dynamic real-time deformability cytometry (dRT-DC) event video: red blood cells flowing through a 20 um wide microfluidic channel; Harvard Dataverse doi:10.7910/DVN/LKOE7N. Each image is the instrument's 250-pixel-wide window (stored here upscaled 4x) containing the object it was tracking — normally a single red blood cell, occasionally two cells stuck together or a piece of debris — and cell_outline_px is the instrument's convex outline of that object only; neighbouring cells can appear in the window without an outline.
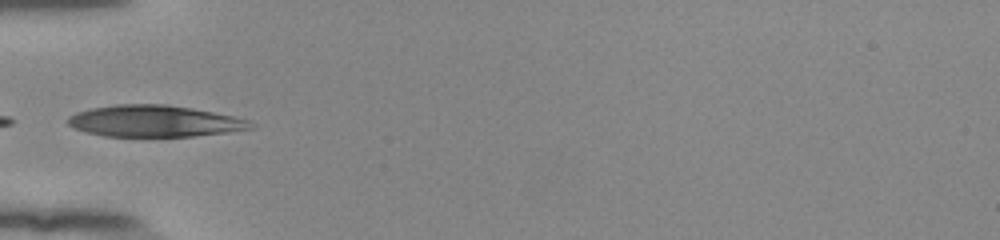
{"species": "human", "species_latin": "Homo sapiens", "temperature_condition": "room temperature", "stored_images_in_passage": 35, "camera_frame_rate_fps": 3000, "um_per_image_px": 0.085, "donor": {"sex": "female"}, "frame": {"image": 1, "passage_image": 1, "time_ms": 0.0, "image_size_px": [1000, 240], "cell_outline_px": [[256, 128], [228, 132], [192, 136], [104, 136], [88, 132], [76, 128], [68, 124], [68, 116], [76, 112], [92, 108], [116, 104], [168, 104], [192, 108], [232, 116], [248, 120]], "centroid_in_image_um": [13.13, 10.29], "position_along_channel_um": 71.9, "area_um2": 33.35}}
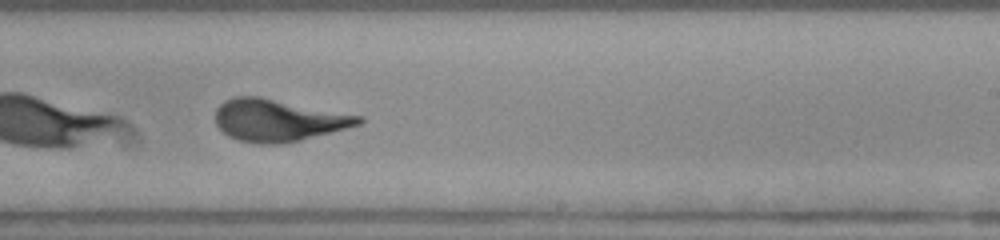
{"frame": {"image": 2, "passage_image": 16, "time_ms": 5.0, "image_size_px": [1000, 240], "cell_outline_px": [[364, 120], [360, 124], [300, 140], [280, 144], [260, 144], [236, 140], [228, 136], [216, 124], [216, 108], [224, 100], [236, 96], [260, 96], [364, 116]], "centroid_in_image_um": [23.63, 10.21], "position_along_channel_um": 265.4, "area_um2": 35.14}}
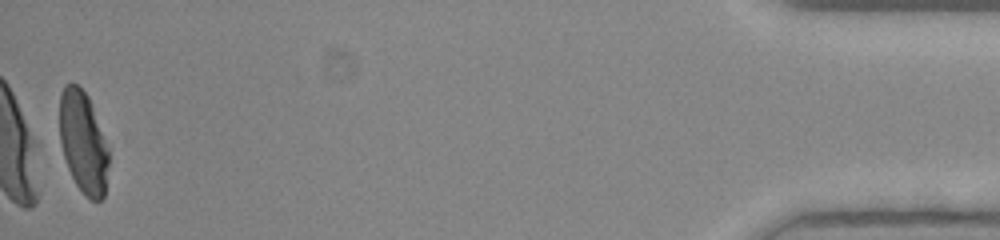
{"frame": {"image": 3, "passage_image": 35, "time_ms": 11.333, "image_size_px": [1000, 240], "cell_outline_px": [[108, 164], [104, 196], [100, 200], [92, 200], [84, 196], [76, 184], [68, 168], [60, 144], [60, 92], [64, 84], [76, 84], [88, 96], [108, 148]], "centroid_in_image_um": [7.05, 12.11], "position_along_channel_um": 428.1, "area_um2": 28.84}}